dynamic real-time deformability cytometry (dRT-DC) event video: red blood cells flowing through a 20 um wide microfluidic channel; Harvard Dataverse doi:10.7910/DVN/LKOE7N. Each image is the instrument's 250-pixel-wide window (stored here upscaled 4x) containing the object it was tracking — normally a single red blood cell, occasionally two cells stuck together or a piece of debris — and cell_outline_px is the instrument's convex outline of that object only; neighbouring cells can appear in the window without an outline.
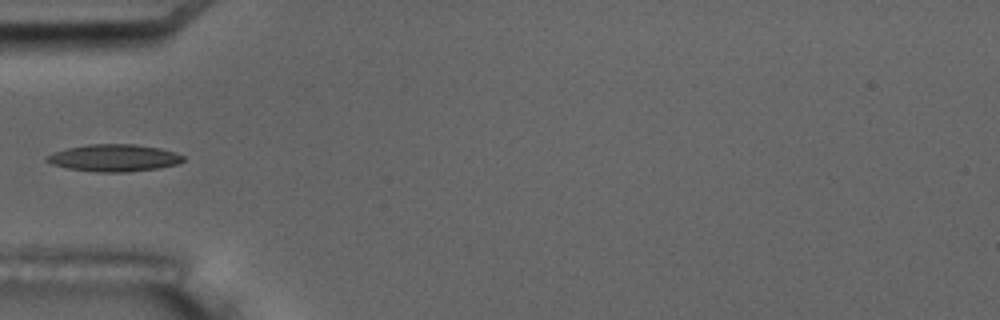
{"species": "common noctule bat (a hibernating species)", "species_latin": "Nyctalus noctula", "temperature_condition": "room temperature", "stored_images_in_passage": 6, "camera_frame_rate_fps": 3000, "um_per_image_px": 0.085, "animal": {"sex": "male", "body_mass_g": 17.5, "forearm_length_mm": 52.3}, "frame": {"image": 1, "passage_image": 4, "time_ms": 4.333, "image_size_px": [1000, 320], "cell_outline_px": [[184, 160], [180, 164], [156, 168], [128, 172], [96, 172], [68, 168], [52, 164], [44, 160], [44, 156], [68, 148], [88, 144], [136, 144], [160, 148], [176, 152], [184, 156]], "centroid_in_image_um": [9.71, 13.42], "position_along_channel_um": 75.3, "area_um2": 21.62}}